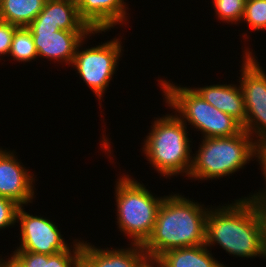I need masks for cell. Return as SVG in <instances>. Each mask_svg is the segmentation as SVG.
Here are the masks:
<instances>
[{
  "mask_svg": "<svg viewBox=\"0 0 266 267\" xmlns=\"http://www.w3.org/2000/svg\"><path fill=\"white\" fill-rule=\"evenodd\" d=\"M205 245L210 249L219 245L236 258L266 259L262 219L254 202L242 196L229 204L211 205L206 217Z\"/></svg>",
  "mask_w": 266,
  "mask_h": 267,
  "instance_id": "cell-1",
  "label": "cell"
},
{
  "mask_svg": "<svg viewBox=\"0 0 266 267\" xmlns=\"http://www.w3.org/2000/svg\"><path fill=\"white\" fill-rule=\"evenodd\" d=\"M180 193L164 197L153 232L142 245L147 258L157 259L171 249L205 244L206 217L210 205Z\"/></svg>",
  "mask_w": 266,
  "mask_h": 267,
  "instance_id": "cell-2",
  "label": "cell"
},
{
  "mask_svg": "<svg viewBox=\"0 0 266 267\" xmlns=\"http://www.w3.org/2000/svg\"><path fill=\"white\" fill-rule=\"evenodd\" d=\"M156 119V120H155ZM142 144V153L161 177L185 176L192 165L193 139L187 127L173 112L152 120ZM191 139V140H190Z\"/></svg>",
  "mask_w": 266,
  "mask_h": 267,
  "instance_id": "cell-3",
  "label": "cell"
},
{
  "mask_svg": "<svg viewBox=\"0 0 266 267\" xmlns=\"http://www.w3.org/2000/svg\"><path fill=\"white\" fill-rule=\"evenodd\" d=\"M259 144L248 132L236 136L203 138L198 150L192 154L189 180H217L232 176L250 161L256 160Z\"/></svg>",
  "mask_w": 266,
  "mask_h": 267,
  "instance_id": "cell-4",
  "label": "cell"
},
{
  "mask_svg": "<svg viewBox=\"0 0 266 267\" xmlns=\"http://www.w3.org/2000/svg\"><path fill=\"white\" fill-rule=\"evenodd\" d=\"M157 81L167 108L186 126L200 131L201 139L236 136L243 130L236 119L206 102L192 86H178L168 79Z\"/></svg>",
  "mask_w": 266,
  "mask_h": 267,
  "instance_id": "cell-5",
  "label": "cell"
},
{
  "mask_svg": "<svg viewBox=\"0 0 266 267\" xmlns=\"http://www.w3.org/2000/svg\"><path fill=\"white\" fill-rule=\"evenodd\" d=\"M119 178V179H118ZM116 225L131 244L143 245L153 232L164 196L156 194L141 182L123 173L115 181Z\"/></svg>",
  "mask_w": 266,
  "mask_h": 267,
  "instance_id": "cell-6",
  "label": "cell"
},
{
  "mask_svg": "<svg viewBox=\"0 0 266 267\" xmlns=\"http://www.w3.org/2000/svg\"><path fill=\"white\" fill-rule=\"evenodd\" d=\"M106 33V30H93L77 47L71 67L77 70L79 79L83 80L87 87L94 93L101 108L104 94L106 93L110 82L114 78L116 68L120 64V58L123 56V48L119 37L101 42L96 46L82 47L91 36L100 33ZM87 39V40H86ZM90 47V48H89ZM84 48V49H83ZM123 51V52H122Z\"/></svg>",
  "mask_w": 266,
  "mask_h": 267,
  "instance_id": "cell-7",
  "label": "cell"
},
{
  "mask_svg": "<svg viewBox=\"0 0 266 267\" xmlns=\"http://www.w3.org/2000/svg\"><path fill=\"white\" fill-rule=\"evenodd\" d=\"M246 48V49H244ZM238 84L242 90L246 120L243 130L259 144H266V72L257 56L249 47H244Z\"/></svg>",
  "mask_w": 266,
  "mask_h": 267,
  "instance_id": "cell-8",
  "label": "cell"
},
{
  "mask_svg": "<svg viewBox=\"0 0 266 267\" xmlns=\"http://www.w3.org/2000/svg\"><path fill=\"white\" fill-rule=\"evenodd\" d=\"M16 223L20 227V243L14 251H28L38 254L54 255L67 250V243L58 225L45 216L30 214L24 206H19Z\"/></svg>",
  "mask_w": 266,
  "mask_h": 267,
  "instance_id": "cell-9",
  "label": "cell"
},
{
  "mask_svg": "<svg viewBox=\"0 0 266 267\" xmlns=\"http://www.w3.org/2000/svg\"><path fill=\"white\" fill-rule=\"evenodd\" d=\"M32 33L38 58L57 64L72 65L78 45L92 31H65L51 21H32L27 26ZM61 62V63H60Z\"/></svg>",
  "mask_w": 266,
  "mask_h": 267,
  "instance_id": "cell-10",
  "label": "cell"
},
{
  "mask_svg": "<svg viewBox=\"0 0 266 267\" xmlns=\"http://www.w3.org/2000/svg\"><path fill=\"white\" fill-rule=\"evenodd\" d=\"M15 153V150L0 147V196L19 206H27L36 198L34 184L37 177Z\"/></svg>",
  "mask_w": 266,
  "mask_h": 267,
  "instance_id": "cell-11",
  "label": "cell"
},
{
  "mask_svg": "<svg viewBox=\"0 0 266 267\" xmlns=\"http://www.w3.org/2000/svg\"><path fill=\"white\" fill-rule=\"evenodd\" d=\"M72 1L78 6L80 17L92 30H106L109 32L116 25L120 24L122 27L129 23L130 14L127 12L129 4L124 2L126 0Z\"/></svg>",
  "mask_w": 266,
  "mask_h": 267,
  "instance_id": "cell-12",
  "label": "cell"
},
{
  "mask_svg": "<svg viewBox=\"0 0 266 267\" xmlns=\"http://www.w3.org/2000/svg\"><path fill=\"white\" fill-rule=\"evenodd\" d=\"M91 244L81 238V254L94 267H140L147 259L141 244L129 243L126 248H101Z\"/></svg>",
  "mask_w": 266,
  "mask_h": 267,
  "instance_id": "cell-13",
  "label": "cell"
},
{
  "mask_svg": "<svg viewBox=\"0 0 266 267\" xmlns=\"http://www.w3.org/2000/svg\"><path fill=\"white\" fill-rule=\"evenodd\" d=\"M194 89L216 109L232 116L242 126L245 124V102L240 85L226 82V84H211L194 87Z\"/></svg>",
  "mask_w": 266,
  "mask_h": 267,
  "instance_id": "cell-14",
  "label": "cell"
},
{
  "mask_svg": "<svg viewBox=\"0 0 266 267\" xmlns=\"http://www.w3.org/2000/svg\"><path fill=\"white\" fill-rule=\"evenodd\" d=\"M33 21H51L65 31H93L80 17L78 6L72 0H46Z\"/></svg>",
  "mask_w": 266,
  "mask_h": 267,
  "instance_id": "cell-15",
  "label": "cell"
},
{
  "mask_svg": "<svg viewBox=\"0 0 266 267\" xmlns=\"http://www.w3.org/2000/svg\"><path fill=\"white\" fill-rule=\"evenodd\" d=\"M210 252L205 244L176 248L160 255L157 261L163 267H229L218 261Z\"/></svg>",
  "mask_w": 266,
  "mask_h": 267,
  "instance_id": "cell-16",
  "label": "cell"
},
{
  "mask_svg": "<svg viewBox=\"0 0 266 267\" xmlns=\"http://www.w3.org/2000/svg\"><path fill=\"white\" fill-rule=\"evenodd\" d=\"M46 0H1L0 20L27 27L43 10Z\"/></svg>",
  "mask_w": 266,
  "mask_h": 267,
  "instance_id": "cell-17",
  "label": "cell"
},
{
  "mask_svg": "<svg viewBox=\"0 0 266 267\" xmlns=\"http://www.w3.org/2000/svg\"><path fill=\"white\" fill-rule=\"evenodd\" d=\"M8 57L24 64L38 59L33 36L28 27H17L15 30Z\"/></svg>",
  "mask_w": 266,
  "mask_h": 267,
  "instance_id": "cell-18",
  "label": "cell"
},
{
  "mask_svg": "<svg viewBox=\"0 0 266 267\" xmlns=\"http://www.w3.org/2000/svg\"><path fill=\"white\" fill-rule=\"evenodd\" d=\"M246 0H211L216 18L227 24L238 25L242 22Z\"/></svg>",
  "mask_w": 266,
  "mask_h": 267,
  "instance_id": "cell-19",
  "label": "cell"
},
{
  "mask_svg": "<svg viewBox=\"0 0 266 267\" xmlns=\"http://www.w3.org/2000/svg\"><path fill=\"white\" fill-rule=\"evenodd\" d=\"M241 23L255 32L266 31V0H246Z\"/></svg>",
  "mask_w": 266,
  "mask_h": 267,
  "instance_id": "cell-20",
  "label": "cell"
},
{
  "mask_svg": "<svg viewBox=\"0 0 266 267\" xmlns=\"http://www.w3.org/2000/svg\"><path fill=\"white\" fill-rule=\"evenodd\" d=\"M71 243L73 245L71 244L67 250L54 255L45 254V267H75L76 261L81 255V240L80 238L73 239Z\"/></svg>",
  "mask_w": 266,
  "mask_h": 267,
  "instance_id": "cell-21",
  "label": "cell"
},
{
  "mask_svg": "<svg viewBox=\"0 0 266 267\" xmlns=\"http://www.w3.org/2000/svg\"><path fill=\"white\" fill-rule=\"evenodd\" d=\"M18 208L19 205L17 203L0 196V231L17 225L16 216Z\"/></svg>",
  "mask_w": 266,
  "mask_h": 267,
  "instance_id": "cell-22",
  "label": "cell"
},
{
  "mask_svg": "<svg viewBox=\"0 0 266 267\" xmlns=\"http://www.w3.org/2000/svg\"><path fill=\"white\" fill-rule=\"evenodd\" d=\"M256 161L259 163V167H261L262 177L264 178L265 187L258 192L254 191L249 196H247L252 202H266V144H261L257 148L256 152Z\"/></svg>",
  "mask_w": 266,
  "mask_h": 267,
  "instance_id": "cell-23",
  "label": "cell"
},
{
  "mask_svg": "<svg viewBox=\"0 0 266 267\" xmlns=\"http://www.w3.org/2000/svg\"><path fill=\"white\" fill-rule=\"evenodd\" d=\"M18 26L0 20V59L8 57L14 32Z\"/></svg>",
  "mask_w": 266,
  "mask_h": 267,
  "instance_id": "cell-24",
  "label": "cell"
},
{
  "mask_svg": "<svg viewBox=\"0 0 266 267\" xmlns=\"http://www.w3.org/2000/svg\"><path fill=\"white\" fill-rule=\"evenodd\" d=\"M25 267H45V254L28 251H13Z\"/></svg>",
  "mask_w": 266,
  "mask_h": 267,
  "instance_id": "cell-25",
  "label": "cell"
},
{
  "mask_svg": "<svg viewBox=\"0 0 266 267\" xmlns=\"http://www.w3.org/2000/svg\"><path fill=\"white\" fill-rule=\"evenodd\" d=\"M8 257V258H7ZM5 259L0 254V267H25L22 261L12 252Z\"/></svg>",
  "mask_w": 266,
  "mask_h": 267,
  "instance_id": "cell-26",
  "label": "cell"
},
{
  "mask_svg": "<svg viewBox=\"0 0 266 267\" xmlns=\"http://www.w3.org/2000/svg\"><path fill=\"white\" fill-rule=\"evenodd\" d=\"M256 205L263 224L264 244L266 249V202H254Z\"/></svg>",
  "mask_w": 266,
  "mask_h": 267,
  "instance_id": "cell-27",
  "label": "cell"
},
{
  "mask_svg": "<svg viewBox=\"0 0 266 267\" xmlns=\"http://www.w3.org/2000/svg\"><path fill=\"white\" fill-rule=\"evenodd\" d=\"M75 267H94L82 254L76 261Z\"/></svg>",
  "mask_w": 266,
  "mask_h": 267,
  "instance_id": "cell-28",
  "label": "cell"
},
{
  "mask_svg": "<svg viewBox=\"0 0 266 267\" xmlns=\"http://www.w3.org/2000/svg\"><path fill=\"white\" fill-rule=\"evenodd\" d=\"M140 267H163L157 259L147 258Z\"/></svg>",
  "mask_w": 266,
  "mask_h": 267,
  "instance_id": "cell-29",
  "label": "cell"
}]
</instances>
